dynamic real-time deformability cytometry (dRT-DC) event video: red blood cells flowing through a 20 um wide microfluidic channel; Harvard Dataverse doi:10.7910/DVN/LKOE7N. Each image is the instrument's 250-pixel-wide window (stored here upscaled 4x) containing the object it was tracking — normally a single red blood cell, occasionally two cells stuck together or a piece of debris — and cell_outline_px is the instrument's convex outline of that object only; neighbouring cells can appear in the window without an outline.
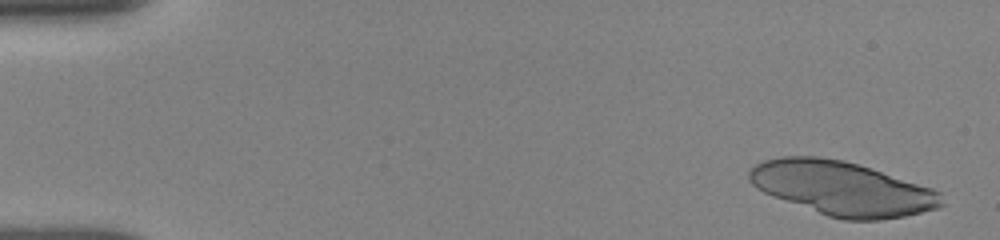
{"species": "human", "species_latin": "Homo sapiens", "temperature_condition": "room temperature", "stored_images_in_passage": 25, "camera_frame_rate_fps": 3000, "um_per_image_px": 0.085, "donor": {"sex": "female"}, "frame": {"image": 1, "passage_image": 1, "time_ms": 0.0, "image_size_px": [1000, 240], "cell_outline_px": [[944, 204], [936, 208], [904, 216], [880, 220], [844, 220], [828, 216], [772, 196], [756, 188], [748, 180], [748, 172], [756, 164], [764, 160], [780, 156], [816, 156], [844, 160], [932, 188], [940, 192]], "centroid_in_image_um": [71.54, 16.01], "position_along_channel_um": 13.5, "area_um2": 60.11}}
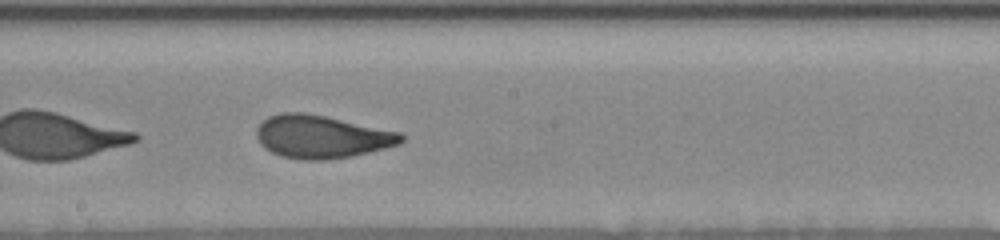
{"frame": {"image": 2, "passage_image": 16, "time_ms": 9.0, "image_size_px": [1000, 240], "cell_outline_px": [[404, 140], [400, 144], [352, 156], [324, 160], [304, 160], [284, 156], [272, 152], [264, 148], [260, 144], [256, 136], [256, 128], [268, 116], [280, 112], [304, 112], [324, 116], [400, 132], [404, 136]], "centroid_in_image_um": [27.31, 11.62], "position_along_channel_um": 220.9, "area_um2": 36.01}}
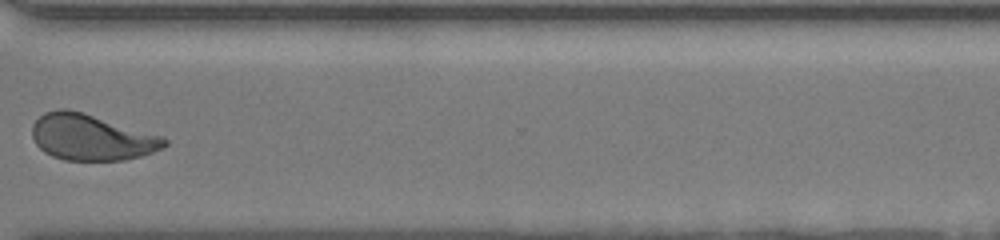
{"frame": {"image": 3, "passage_image": 22, "time_ms": 12.667, "image_size_px": [1000, 240], "cell_outline_px": [[168, 144], [152, 152], [140, 156], [124, 160], [64, 160], [52, 156], [44, 152], [36, 144], [32, 136], [32, 124], [44, 112], [60, 108], [68, 108], [84, 112], [164, 136], [168, 140]], "centroid_in_image_um": [7.76, 11.65], "position_along_channel_um": 362.8, "area_um2": 35.72}, "authors_computed_cell_mechanics": {"area_um2": 35.9516, "velocity_mm_per_s": 3.8707, "shape_relaxation_time_tau1_ms": 4.7034, "shape_relaxation_time_tau2_ms": 0.8512, "deformation_change_tau1": 0.1676, "deformation_change_tau2": 0.0716}}